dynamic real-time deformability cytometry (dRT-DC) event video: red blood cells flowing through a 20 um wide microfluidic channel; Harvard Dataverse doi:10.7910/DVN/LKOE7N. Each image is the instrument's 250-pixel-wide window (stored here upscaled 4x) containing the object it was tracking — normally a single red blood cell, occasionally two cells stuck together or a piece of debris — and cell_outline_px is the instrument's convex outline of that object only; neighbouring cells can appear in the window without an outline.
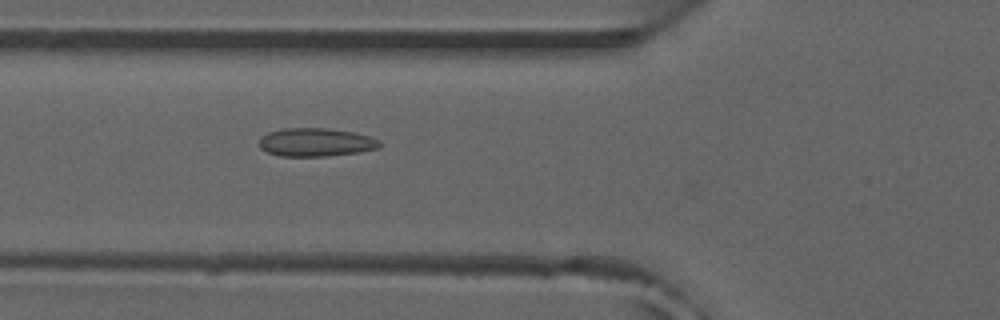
{"species": "common noctule bat (a hibernating species)", "species_latin": "Nyctalus noctula", "temperature_condition": "room temperature", "stored_images_in_passage": 21, "camera_frame_rate_fps": 3000, "um_per_image_px": 0.085, "animal": {"sex": "male", "forearm_length_mm": 52.5}, "frame": {"image": 1, "passage_image": 6, "time_ms": 1.667, "image_size_px": [1000, 320], "cell_outline_px": [[384, 144], [380, 148], [360, 152], [324, 156], [280, 156], [268, 152], [260, 148], [260, 140], [268, 132], [284, 128], [328, 128], [352, 132], [368, 136], [380, 140]], "centroid_in_image_um": [26.9, 12.09], "position_along_channel_um": 98.9, "area_um2": 19.88}}
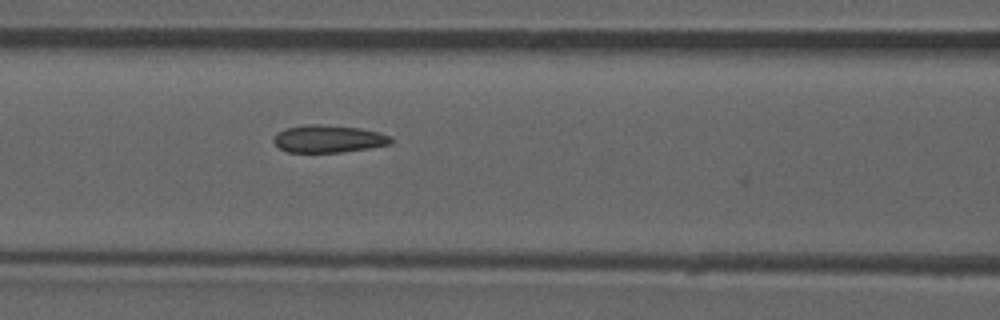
{"frame": {"image": 2, "passage_image": 9, "time_ms": 2.667, "image_size_px": [1000, 320], "cell_outline_px": [[392, 140], [388, 144], [368, 148], [340, 152], [288, 152], [280, 148], [272, 140], [276, 132], [284, 128], [304, 124], [320, 124], [360, 128], [392, 136]], "centroid_in_image_um": [27.85, 11.79], "position_along_channel_um": 138.7, "area_um2": 18.73}}